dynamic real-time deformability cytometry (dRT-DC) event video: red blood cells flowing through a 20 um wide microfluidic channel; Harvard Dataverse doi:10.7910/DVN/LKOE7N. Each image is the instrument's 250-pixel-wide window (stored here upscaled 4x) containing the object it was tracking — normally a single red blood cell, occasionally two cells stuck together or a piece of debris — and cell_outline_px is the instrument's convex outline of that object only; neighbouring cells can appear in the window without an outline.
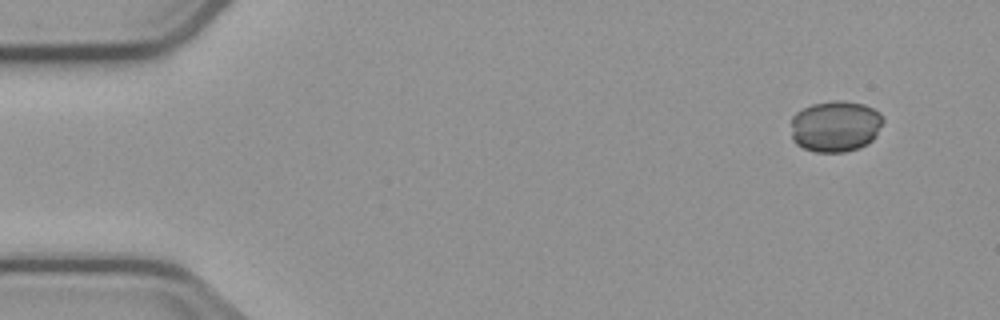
{"species": "common noctule bat (a hibernating species)", "species_latin": "Nyctalus noctula", "temperature_condition": "cold", "stored_images_in_passage": 5, "camera_frame_rate_fps": 3000, "um_per_image_px": 0.085, "animal": {"sex": "male", "body_mass_g": 23.1, "forearm_length_mm": 52.7}, "frame": {"image": 1, "passage_image": 1, "time_ms": 0.0, "image_size_px": [1000, 320], "cell_outline_px": [[884, 120], [876, 136], [868, 144], [860, 148], [844, 152], [816, 152], [804, 148], [796, 144], [792, 140], [792, 116], [796, 112], [812, 104], [836, 100], [864, 104], [880, 112], [884, 116]], "centroid_in_image_um": [71.03, 10.74], "position_along_channel_um": 14.0, "area_um2": 27.69}}
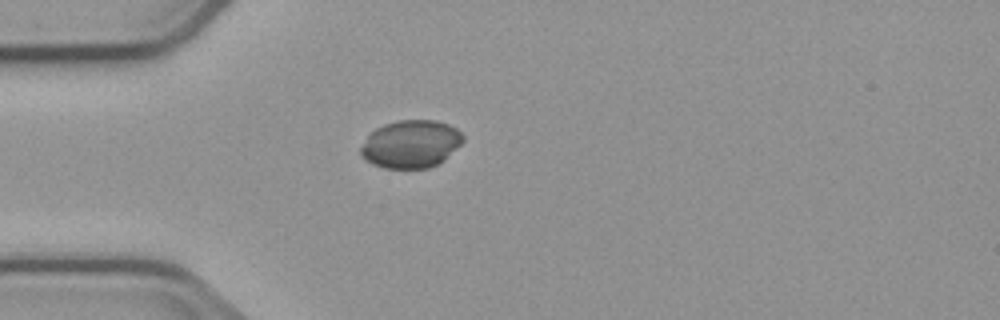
{"frame": {"image": 2, "passage_image": 4, "time_ms": 3.667, "image_size_px": [1000, 320], "cell_outline_px": [[464, 140], [444, 160], [428, 168], [384, 168], [372, 164], [364, 160], [360, 156], [360, 148], [368, 136], [376, 128], [384, 124], [400, 120], [436, 120], [448, 124], [456, 128], [464, 136]], "centroid_in_image_um": [34.91, 12.24], "position_along_channel_um": 50.1, "area_um2": 28.44}}